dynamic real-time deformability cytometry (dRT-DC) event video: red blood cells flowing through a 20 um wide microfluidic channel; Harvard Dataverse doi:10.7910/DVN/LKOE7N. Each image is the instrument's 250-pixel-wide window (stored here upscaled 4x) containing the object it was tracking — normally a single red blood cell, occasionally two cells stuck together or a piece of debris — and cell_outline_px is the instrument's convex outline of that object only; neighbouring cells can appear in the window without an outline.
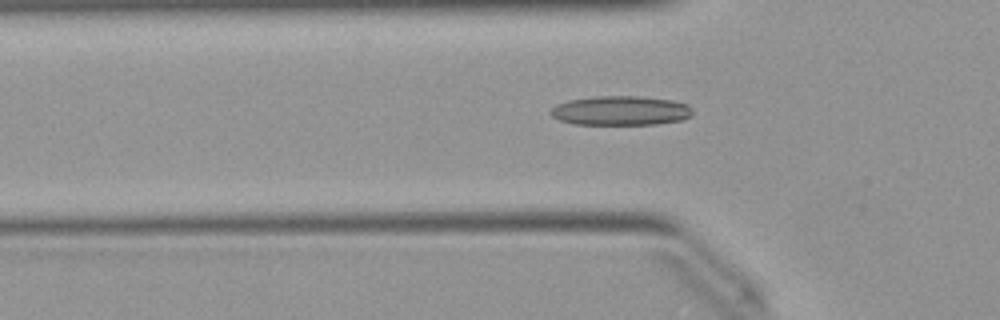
{"species": "Egyptian fruit bat (a non-hibernating species)", "species_latin": "Rousettus aegyptiacus", "temperature_condition": "warm", "stored_images_in_passage": 44, "camera_frame_rate_fps": 3000, "um_per_image_px": 0.085, "animal": {"sex": "female"}, "frame": {"image": 1, "passage_image": 16, "time_ms": 5.0, "image_size_px": [1000, 320], "cell_outline_px": [[692, 116], [680, 120], [656, 124], [576, 124], [560, 120], [552, 116], [548, 112], [556, 104], [568, 100], [592, 96], [636, 96], [672, 100], [688, 104], [692, 108]], "centroid_in_image_um": [52.74, 9.39], "position_along_channel_um": 73.1, "area_um2": 24.33}}
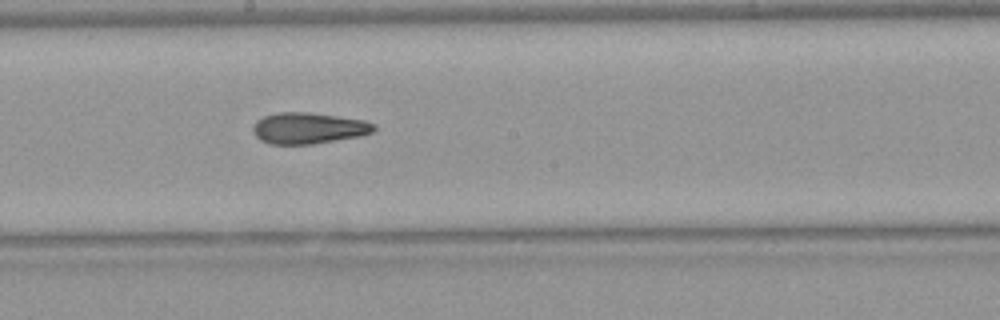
{"frame": {"image": 2, "passage_image": 27, "time_ms": 8.667, "image_size_px": [1000, 320], "cell_outline_px": [[376, 128], [372, 132], [360, 136], [312, 144], [268, 144], [260, 140], [256, 136], [252, 128], [256, 120], [264, 116], [276, 112], [308, 112], [364, 120], [376, 124]], "centroid_in_image_um": [26.2, 10.89], "position_along_channel_um": 222.0, "area_um2": 22.02}}
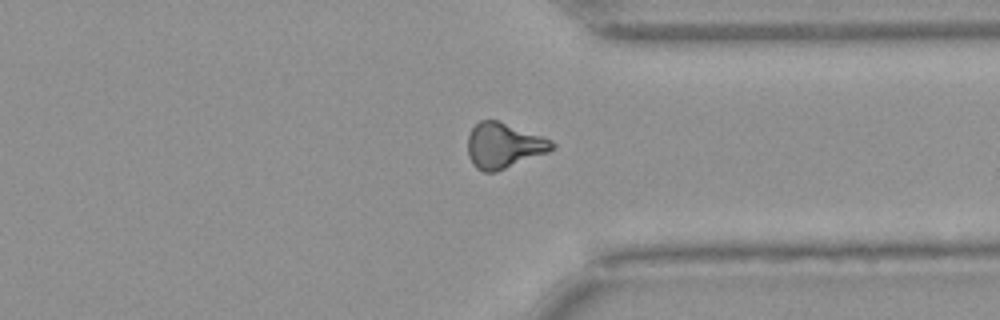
{"frame": {"image": 3, "passage_image": 38, "time_ms": 12.333, "image_size_px": [1000, 320], "cell_outline_px": [[556, 148], [548, 152], [496, 172], [484, 172], [476, 168], [472, 164], [468, 156], [468, 136], [472, 128], [480, 120], [496, 120], [544, 136], [552, 140], [556, 144]], "centroid_in_image_um": [42.83, 12.38], "position_along_channel_um": 368.6, "area_um2": 22.37}, "authors_computed_cell_mechanics": {"area_um2": 22.2241, "velocity_mm_per_s": 4.0456, "shape_relaxation_time_tau1_ms": null, "shape_relaxation_time_tau2_ms": 3.9879, "deformation_change_tau1": null, "deformation_change_tau2": 0.1297}}